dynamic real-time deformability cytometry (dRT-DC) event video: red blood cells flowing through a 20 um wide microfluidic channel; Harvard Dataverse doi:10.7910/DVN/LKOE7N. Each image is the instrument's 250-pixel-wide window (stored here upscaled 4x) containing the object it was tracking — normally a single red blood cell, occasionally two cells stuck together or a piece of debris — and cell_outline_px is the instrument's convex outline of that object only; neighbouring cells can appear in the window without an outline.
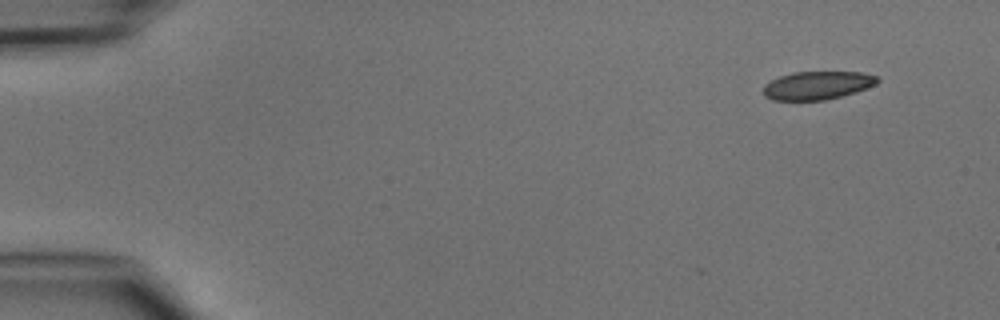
{"species": "common noctule bat (a hibernating species)", "species_latin": "Nyctalus noctula", "temperature_condition": "cold", "stored_images_in_passage": 3, "camera_frame_rate_fps": 3000, "um_per_image_px": 0.085, "animal": {"sex": "male", "body_mass_g": 15.6}, "frame": {"image": 1, "passage_image": 1, "time_ms": 0.0, "image_size_px": [1000, 320], "cell_outline_px": [[880, 80], [876, 84], [856, 92], [824, 100], [772, 100], [764, 96], [764, 84], [780, 76], [792, 72], [860, 72], [876, 76]], "centroid_in_image_um": [69.46, 7.26], "position_along_channel_um": 15.5, "area_um2": 18.67}}